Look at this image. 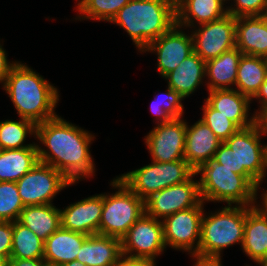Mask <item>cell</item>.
I'll return each instance as SVG.
<instances>
[{"label":"cell","mask_w":267,"mask_h":266,"mask_svg":"<svg viewBox=\"0 0 267 266\" xmlns=\"http://www.w3.org/2000/svg\"><path fill=\"white\" fill-rule=\"evenodd\" d=\"M242 54L235 47L206 62L205 75L208 81L205 80L207 83L205 85H207V91L234 89L238 63Z\"/></svg>","instance_id":"obj_25"},{"label":"cell","mask_w":267,"mask_h":266,"mask_svg":"<svg viewBox=\"0 0 267 266\" xmlns=\"http://www.w3.org/2000/svg\"><path fill=\"white\" fill-rule=\"evenodd\" d=\"M260 197V200L262 201L260 204L258 203V205H260L267 212V190H263V193Z\"/></svg>","instance_id":"obj_44"},{"label":"cell","mask_w":267,"mask_h":266,"mask_svg":"<svg viewBox=\"0 0 267 266\" xmlns=\"http://www.w3.org/2000/svg\"><path fill=\"white\" fill-rule=\"evenodd\" d=\"M44 241L18 221H13V240L10 258L43 259Z\"/></svg>","instance_id":"obj_30"},{"label":"cell","mask_w":267,"mask_h":266,"mask_svg":"<svg viewBox=\"0 0 267 266\" xmlns=\"http://www.w3.org/2000/svg\"><path fill=\"white\" fill-rule=\"evenodd\" d=\"M202 201L196 207L178 211L162 219L165 246L196 254L201 236L204 210Z\"/></svg>","instance_id":"obj_10"},{"label":"cell","mask_w":267,"mask_h":266,"mask_svg":"<svg viewBox=\"0 0 267 266\" xmlns=\"http://www.w3.org/2000/svg\"><path fill=\"white\" fill-rule=\"evenodd\" d=\"M0 266H8V260L0 253Z\"/></svg>","instance_id":"obj_46"},{"label":"cell","mask_w":267,"mask_h":266,"mask_svg":"<svg viewBox=\"0 0 267 266\" xmlns=\"http://www.w3.org/2000/svg\"><path fill=\"white\" fill-rule=\"evenodd\" d=\"M203 104L204 105L201 107L203 115L200 120H202L222 142L240 129L233 121L220 114L219 111L213 109L206 101H204Z\"/></svg>","instance_id":"obj_34"},{"label":"cell","mask_w":267,"mask_h":266,"mask_svg":"<svg viewBox=\"0 0 267 266\" xmlns=\"http://www.w3.org/2000/svg\"><path fill=\"white\" fill-rule=\"evenodd\" d=\"M258 265L260 266H267V262H260V263H257ZM246 266H249V265H246Z\"/></svg>","instance_id":"obj_49"},{"label":"cell","mask_w":267,"mask_h":266,"mask_svg":"<svg viewBox=\"0 0 267 266\" xmlns=\"http://www.w3.org/2000/svg\"><path fill=\"white\" fill-rule=\"evenodd\" d=\"M262 136L265 134L257 121L224 141L236 154L237 174L245 176L258 190L267 176V149L261 143Z\"/></svg>","instance_id":"obj_8"},{"label":"cell","mask_w":267,"mask_h":266,"mask_svg":"<svg viewBox=\"0 0 267 266\" xmlns=\"http://www.w3.org/2000/svg\"><path fill=\"white\" fill-rule=\"evenodd\" d=\"M236 17L230 14L193 27L191 32L194 52L205 62L232 50L235 44ZM197 28V29H196Z\"/></svg>","instance_id":"obj_13"},{"label":"cell","mask_w":267,"mask_h":266,"mask_svg":"<svg viewBox=\"0 0 267 266\" xmlns=\"http://www.w3.org/2000/svg\"><path fill=\"white\" fill-rule=\"evenodd\" d=\"M110 186L115 193H103V210L99 234L122 239L135 222L145 214L144 200L117 176Z\"/></svg>","instance_id":"obj_6"},{"label":"cell","mask_w":267,"mask_h":266,"mask_svg":"<svg viewBox=\"0 0 267 266\" xmlns=\"http://www.w3.org/2000/svg\"><path fill=\"white\" fill-rule=\"evenodd\" d=\"M77 1H78V3L76 5V10H79L87 0H76V2Z\"/></svg>","instance_id":"obj_47"},{"label":"cell","mask_w":267,"mask_h":266,"mask_svg":"<svg viewBox=\"0 0 267 266\" xmlns=\"http://www.w3.org/2000/svg\"><path fill=\"white\" fill-rule=\"evenodd\" d=\"M190 257L196 261L193 266H223L221 257H204L196 254H190Z\"/></svg>","instance_id":"obj_41"},{"label":"cell","mask_w":267,"mask_h":266,"mask_svg":"<svg viewBox=\"0 0 267 266\" xmlns=\"http://www.w3.org/2000/svg\"><path fill=\"white\" fill-rule=\"evenodd\" d=\"M261 128H267V109L257 118Z\"/></svg>","instance_id":"obj_43"},{"label":"cell","mask_w":267,"mask_h":266,"mask_svg":"<svg viewBox=\"0 0 267 266\" xmlns=\"http://www.w3.org/2000/svg\"><path fill=\"white\" fill-rule=\"evenodd\" d=\"M168 1L171 2L176 7L183 0H168Z\"/></svg>","instance_id":"obj_48"},{"label":"cell","mask_w":267,"mask_h":266,"mask_svg":"<svg viewBox=\"0 0 267 266\" xmlns=\"http://www.w3.org/2000/svg\"><path fill=\"white\" fill-rule=\"evenodd\" d=\"M60 210L61 227L86 235L99 234L103 193L84 198Z\"/></svg>","instance_id":"obj_16"},{"label":"cell","mask_w":267,"mask_h":266,"mask_svg":"<svg viewBox=\"0 0 267 266\" xmlns=\"http://www.w3.org/2000/svg\"><path fill=\"white\" fill-rule=\"evenodd\" d=\"M266 78L267 58L242 54L234 89L252 99Z\"/></svg>","instance_id":"obj_28"},{"label":"cell","mask_w":267,"mask_h":266,"mask_svg":"<svg viewBox=\"0 0 267 266\" xmlns=\"http://www.w3.org/2000/svg\"><path fill=\"white\" fill-rule=\"evenodd\" d=\"M203 214L201 236L196 255L222 257L221 252L235 244L242 246L246 206L226 205L215 212Z\"/></svg>","instance_id":"obj_5"},{"label":"cell","mask_w":267,"mask_h":266,"mask_svg":"<svg viewBox=\"0 0 267 266\" xmlns=\"http://www.w3.org/2000/svg\"><path fill=\"white\" fill-rule=\"evenodd\" d=\"M122 255L156 262L166 249L162 221L144 214L121 239Z\"/></svg>","instance_id":"obj_11"},{"label":"cell","mask_w":267,"mask_h":266,"mask_svg":"<svg viewBox=\"0 0 267 266\" xmlns=\"http://www.w3.org/2000/svg\"><path fill=\"white\" fill-rule=\"evenodd\" d=\"M110 23L123 28L142 53L176 24V7L168 0H130Z\"/></svg>","instance_id":"obj_3"},{"label":"cell","mask_w":267,"mask_h":266,"mask_svg":"<svg viewBox=\"0 0 267 266\" xmlns=\"http://www.w3.org/2000/svg\"><path fill=\"white\" fill-rule=\"evenodd\" d=\"M17 221L43 241L61 227L60 210L53 204L25 206Z\"/></svg>","instance_id":"obj_27"},{"label":"cell","mask_w":267,"mask_h":266,"mask_svg":"<svg viewBox=\"0 0 267 266\" xmlns=\"http://www.w3.org/2000/svg\"><path fill=\"white\" fill-rule=\"evenodd\" d=\"M0 42V84H2L6 77L10 74L11 69L17 64L18 61H10L7 59V53Z\"/></svg>","instance_id":"obj_38"},{"label":"cell","mask_w":267,"mask_h":266,"mask_svg":"<svg viewBox=\"0 0 267 266\" xmlns=\"http://www.w3.org/2000/svg\"><path fill=\"white\" fill-rule=\"evenodd\" d=\"M226 3L227 0H183L176 6V24L192 29L220 19L228 14Z\"/></svg>","instance_id":"obj_22"},{"label":"cell","mask_w":267,"mask_h":266,"mask_svg":"<svg viewBox=\"0 0 267 266\" xmlns=\"http://www.w3.org/2000/svg\"><path fill=\"white\" fill-rule=\"evenodd\" d=\"M195 174L200 178V194L202 201L225 202L227 205L255 206L258 189L243 175H239L223 167L215 158L201 164Z\"/></svg>","instance_id":"obj_4"},{"label":"cell","mask_w":267,"mask_h":266,"mask_svg":"<svg viewBox=\"0 0 267 266\" xmlns=\"http://www.w3.org/2000/svg\"><path fill=\"white\" fill-rule=\"evenodd\" d=\"M216 161L230 169V171L237 173V159L236 154L224 142H222L216 150L214 157Z\"/></svg>","instance_id":"obj_36"},{"label":"cell","mask_w":267,"mask_h":266,"mask_svg":"<svg viewBox=\"0 0 267 266\" xmlns=\"http://www.w3.org/2000/svg\"><path fill=\"white\" fill-rule=\"evenodd\" d=\"M24 207L16 182H0V221H17Z\"/></svg>","instance_id":"obj_33"},{"label":"cell","mask_w":267,"mask_h":266,"mask_svg":"<svg viewBox=\"0 0 267 266\" xmlns=\"http://www.w3.org/2000/svg\"><path fill=\"white\" fill-rule=\"evenodd\" d=\"M13 240V222L0 221V253L10 259Z\"/></svg>","instance_id":"obj_37"},{"label":"cell","mask_w":267,"mask_h":266,"mask_svg":"<svg viewBox=\"0 0 267 266\" xmlns=\"http://www.w3.org/2000/svg\"><path fill=\"white\" fill-rule=\"evenodd\" d=\"M48 263L44 259H15L8 260V266H47Z\"/></svg>","instance_id":"obj_42"},{"label":"cell","mask_w":267,"mask_h":266,"mask_svg":"<svg viewBox=\"0 0 267 266\" xmlns=\"http://www.w3.org/2000/svg\"><path fill=\"white\" fill-rule=\"evenodd\" d=\"M183 30V27L175 24L142 51L154 52L157 55V70L162 78L194 52L192 35Z\"/></svg>","instance_id":"obj_15"},{"label":"cell","mask_w":267,"mask_h":266,"mask_svg":"<svg viewBox=\"0 0 267 266\" xmlns=\"http://www.w3.org/2000/svg\"><path fill=\"white\" fill-rule=\"evenodd\" d=\"M36 136V125L27 119H8L0 121V148L21 149L24 147H37L35 142L25 144L27 137Z\"/></svg>","instance_id":"obj_29"},{"label":"cell","mask_w":267,"mask_h":266,"mask_svg":"<svg viewBox=\"0 0 267 266\" xmlns=\"http://www.w3.org/2000/svg\"><path fill=\"white\" fill-rule=\"evenodd\" d=\"M156 97L150 104V111L156 119L155 124L167 123L172 119L182 118L184 115V105L182 101L185 99L170 87L165 93L155 95Z\"/></svg>","instance_id":"obj_31"},{"label":"cell","mask_w":267,"mask_h":266,"mask_svg":"<svg viewBox=\"0 0 267 266\" xmlns=\"http://www.w3.org/2000/svg\"><path fill=\"white\" fill-rule=\"evenodd\" d=\"M186 120L184 117L156 124L145 136L151 161L172 162L184 160Z\"/></svg>","instance_id":"obj_14"},{"label":"cell","mask_w":267,"mask_h":266,"mask_svg":"<svg viewBox=\"0 0 267 266\" xmlns=\"http://www.w3.org/2000/svg\"><path fill=\"white\" fill-rule=\"evenodd\" d=\"M262 130L264 131L265 136H267V128H262ZM266 149H267V144H266Z\"/></svg>","instance_id":"obj_50"},{"label":"cell","mask_w":267,"mask_h":266,"mask_svg":"<svg viewBox=\"0 0 267 266\" xmlns=\"http://www.w3.org/2000/svg\"><path fill=\"white\" fill-rule=\"evenodd\" d=\"M233 2L231 6H226L228 14L233 17L267 15V0H233Z\"/></svg>","instance_id":"obj_35"},{"label":"cell","mask_w":267,"mask_h":266,"mask_svg":"<svg viewBox=\"0 0 267 266\" xmlns=\"http://www.w3.org/2000/svg\"><path fill=\"white\" fill-rule=\"evenodd\" d=\"M2 84L20 118L37 125L58 116V89L28 65L18 61Z\"/></svg>","instance_id":"obj_2"},{"label":"cell","mask_w":267,"mask_h":266,"mask_svg":"<svg viewBox=\"0 0 267 266\" xmlns=\"http://www.w3.org/2000/svg\"><path fill=\"white\" fill-rule=\"evenodd\" d=\"M121 256V239L93 234L82 243L76 261L87 266H113Z\"/></svg>","instance_id":"obj_21"},{"label":"cell","mask_w":267,"mask_h":266,"mask_svg":"<svg viewBox=\"0 0 267 266\" xmlns=\"http://www.w3.org/2000/svg\"><path fill=\"white\" fill-rule=\"evenodd\" d=\"M130 0H87L78 10L75 20H93L111 22L118 11Z\"/></svg>","instance_id":"obj_32"},{"label":"cell","mask_w":267,"mask_h":266,"mask_svg":"<svg viewBox=\"0 0 267 266\" xmlns=\"http://www.w3.org/2000/svg\"><path fill=\"white\" fill-rule=\"evenodd\" d=\"M195 170L185 161H151L148 165L117 176L138 197L145 200L167 187L188 180Z\"/></svg>","instance_id":"obj_7"},{"label":"cell","mask_w":267,"mask_h":266,"mask_svg":"<svg viewBox=\"0 0 267 266\" xmlns=\"http://www.w3.org/2000/svg\"><path fill=\"white\" fill-rule=\"evenodd\" d=\"M156 263L149 259L131 258L122 255L113 266H156Z\"/></svg>","instance_id":"obj_39"},{"label":"cell","mask_w":267,"mask_h":266,"mask_svg":"<svg viewBox=\"0 0 267 266\" xmlns=\"http://www.w3.org/2000/svg\"><path fill=\"white\" fill-rule=\"evenodd\" d=\"M38 163L37 147L1 149L0 182H17Z\"/></svg>","instance_id":"obj_26"},{"label":"cell","mask_w":267,"mask_h":266,"mask_svg":"<svg viewBox=\"0 0 267 266\" xmlns=\"http://www.w3.org/2000/svg\"><path fill=\"white\" fill-rule=\"evenodd\" d=\"M235 44L243 54L267 58V15L236 18Z\"/></svg>","instance_id":"obj_20"},{"label":"cell","mask_w":267,"mask_h":266,"mask_svg":"<svg viewBox=\"0 0 267 266\" xmlns=\"http://www.w3.org/2000/svg\"><path fill=\"white\" fill-rule=\"evenodd\" d=\"M88 235L60 227L44 241L43 259L51 266H62L76 260Z\"/></svg>","instance_id":"obj_23"},{"label":"cell","mask_w":267,"mask_h":266,"mask_svg":"<svg viewBox=\"0 0 267 266\" xmlns=\"http://www.w3.org/2000/svg\"><path fill=\"white\" fill-rule=\"evenodd\" d=\"M16 184L24 206L54 204L56 195L73 185L61 172L41 162Z\"/></svg>","instance_id":"obj_9"},{"label":"cell","mask_w":267,"mask_h":266,"mask_svg":"<svg viewBox=\"0 0 267 266\" xmlns=\"http://www.w3.org/2000/svg\"><path fill=\"white\" fill-rule=\"evenodd\" d=\"M206 102L220 114L233 121L240 129L252 126L257 116L251 114V99L235 89L207 91ZM251 114V116H250Z\"/></svg>","instance_id":"obj_17"},{"label":"cell","mask_w":267,"mask_h":266,"mask_svg":"<svg viewBox=\"0 0 267 266\" xmlns=\"http://www.w3.org/2000/svg\"><path fill=\"white\" fill-rule=\"evenodd\" d=\"M35 138L44 145L37 143L39 162L51 165L72 184L95 175L89 150L94 134L56 116L36 125Z\"/></svg>","instance_id":"obj_1"},{"label":"cell","mask_w":267,"mask_h":266,"mask_svg":"<svg viewBox=\"0 0 267 266\" xmlns=\"http://www.w3.org/2000/svg\"><path fill=\"white\" fill-rule=\"evenodd\" d=\"M222 141L202 121L193 125L186 122L184 160L196 170L201 164L214 157Z\"/></svg>","instance_id":"obj_19"},{"label":"cell","mask_w":267,"mask_h":266,"mask_svg":"<svg viewBox=\"0 0 267 266\" xmlns=\"http://www.w3.org/2000/svg\"><path fill=\"white\" fill-rule=\"evenodd\" d=\"M242 251L253 262H267V212L260 206H246Z\"/></svg>","instance_id":"obj_18"},{"label":"cell","mask_w":267,"mask_h":266,"mask_svg":"<svg viewBox=\"0 0 267 266\" xmlns=\"http://www.w3.org/2000/svg\"><path fill=\"white\" fill-rule=\"evenodd\" d=\"M206 62L195 52L186 57L179 66L166 74L168 87L175 90L183 98L189 97L206 79Z\"/></svg>","instance_id":"obj_24"},{"label":"cell","mask_w":267,"mask_h":266,"mask_svg":"<svg viewBox=\"0 0 267 266\" xmlns=\"http://www.w3.org/2000/svg\"><path fill=\"white\" fill-rule=\"evenodd\" d=\"M194 173L183 183L162 189L144 200L145 214L162 220L178 211L196 207L202 202L198 179Z\"/></svg>","instance_id":"obj_12"},{"label":"cell","mask_w":267,"mask_h":266,"mask_svg":"<svg viewBox=\"0 0 267 266\" xmlns=\"http://www.w3.org/2000/svg\"><path fill=\"white\" fill-rule=\"evenodd\" d=\"M62 266H87V265H85L79 261L74 260V261L63 264Z\"/></svg>","instance_id":"obj_45"},{"label":"cell","mask_w":267,"mask_h":266,"mask_svg":"<svg viewBox=\"0 0 267 266\" xmlns=\"http://www.w3.org/2000/svg\"><path fill=\"white\" fill-rule=\"evenodd\" d=\"M254 99L260 104V108L254 111V114L258 118L267 109V78L251 101L253 102Z\"/></svg>","instance_id":"obj_40"}]
</instances>
